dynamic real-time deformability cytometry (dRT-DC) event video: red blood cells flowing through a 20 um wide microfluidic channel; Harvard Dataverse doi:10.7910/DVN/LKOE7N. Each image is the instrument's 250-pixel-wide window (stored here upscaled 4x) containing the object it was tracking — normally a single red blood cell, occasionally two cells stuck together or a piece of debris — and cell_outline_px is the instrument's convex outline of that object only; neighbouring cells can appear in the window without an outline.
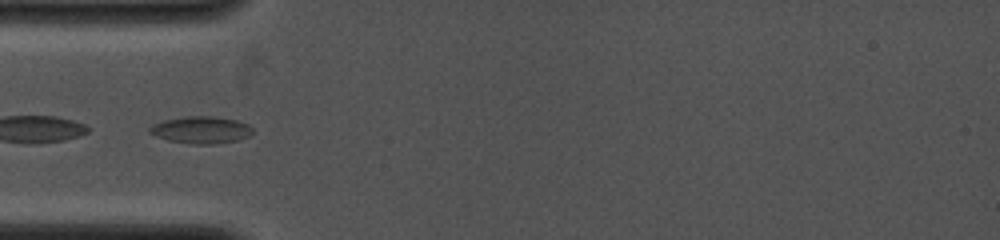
{"species": "common noctule bat (a hibernating species)", "species_latin": "Nyctalus noctula", "temperature_condition": "cold", "stored_images_in_passage": 19, "camera_frame_rate_fps": 4000, "um_per_image_px": 0.085, "animal": {"sex": "female", "body_mass_g": 19.0, "forearm_length_mm": 53.3}, "frame": {"image": 1, "passage_image": 1, "time_ms": 0.0, "image_size_px": [1000, 240], "cell_outline_px": [[252, 132], [248, 136], [240, 140], [216, 144], [192, 144], [168, 140], [156, 136], [148, 132], [148, 128], [152, 124], [164, 120], [184, 116], [212, 116], [236, 120], [248, 124], [252, 128]], "centroid_in_image_um": [17.07, 11.04], "position_along_channel_um": 67.9, "area_um2": 16.36}}